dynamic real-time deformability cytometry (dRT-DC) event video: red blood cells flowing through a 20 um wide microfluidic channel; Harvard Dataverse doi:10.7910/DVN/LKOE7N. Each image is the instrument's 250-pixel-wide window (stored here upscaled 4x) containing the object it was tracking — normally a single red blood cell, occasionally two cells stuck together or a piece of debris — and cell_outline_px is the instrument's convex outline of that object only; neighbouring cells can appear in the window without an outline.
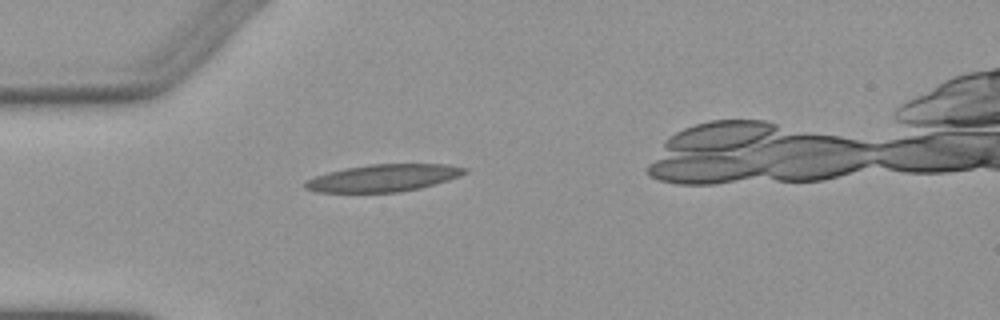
{"species": "Egyptian fruit bat (a non-hibernating species)", "species_latin": "Rousettus aegyptiacus", "temperature_condition": "warm", "stored_images_in_passage": 1, "camera_frame_rate_fps": 3000, "um_per_image_px": 0.085, "animal": {"sex": "female"}, "frame": {"image": 1, "passage_image": 1, "time_ms": 0.0, "image_size_px": [1000, 320], "cell_outline_px": [[468, 172], [448, 180], [420, 188], [400, 192], [316, 192], [304, 188], [304, 184], [308, 180], [316, 176], [328, 172], [344, 168], [368, 164], [448, 164], [468, 168]], "centroid_in_image_um": [32.6, 15.12], "position_along_channel_um": 52.4, "area_um2": 25.26}}